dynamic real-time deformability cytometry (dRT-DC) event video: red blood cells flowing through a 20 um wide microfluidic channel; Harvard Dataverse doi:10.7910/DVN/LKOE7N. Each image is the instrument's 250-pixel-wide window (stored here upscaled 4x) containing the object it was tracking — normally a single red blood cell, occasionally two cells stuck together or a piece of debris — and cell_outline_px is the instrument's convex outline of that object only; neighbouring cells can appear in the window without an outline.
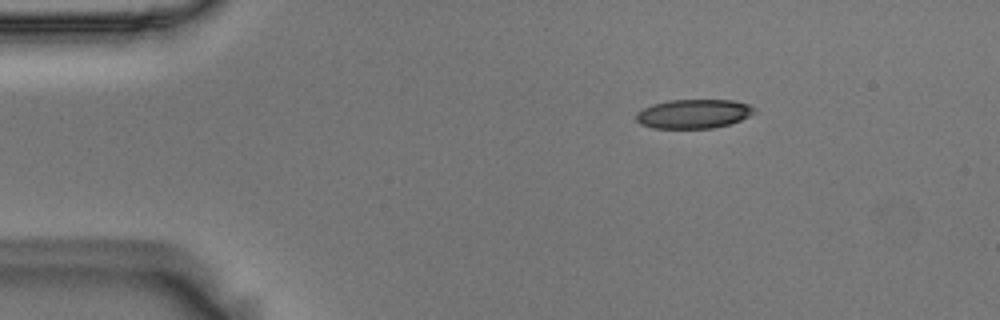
{"species": "Egyptian fruit bat (a non-hibernating species)", "species_latin": "Rousettus aegyptiacus", "temperature_condition": "room temperature", "stored_images_in_passage": 46, "camera_frame_rate_fps": 3000, "um_per_image_px": 0.085, "animal": {"sex": "male"}, "frame": {"image": 1, "passage_image": 1, "time_ms": 0.0, "image_size_px": [1000, 320], "cell_outline_px": [[756, 112], [740, 120], [728, 124], [712, 128], [652, 128], [640, 124], [636, 120], [636, 112], [652, 104], [668, 100], [732, 100], [748, 104], [756, 108]], "centroid_in_image_um": [58.94, 9.67], "position_along_channel_um": 26.1, "area_um2": 20.06}}
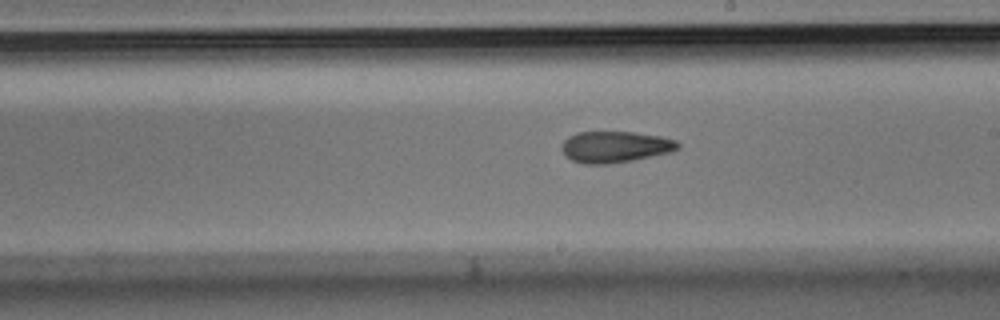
{"frame": {"image": 2, "passage_image": 23, "time_ms": 7.333, "image_size_px": [1000, 320], "cell_outline_px": [[680, 148], [672, 152], [632, 160], [608, 164], [584, 164], [572, 160], [560, 148], [560, 144], [568, 136], [576, 132], [632, 132], [660, 136], [676, 140], [680, 144]], "centroid_in_image_um": [52.28, 12.48], "position_along_channel_um": 236.7, "area_um2": 21.27}}
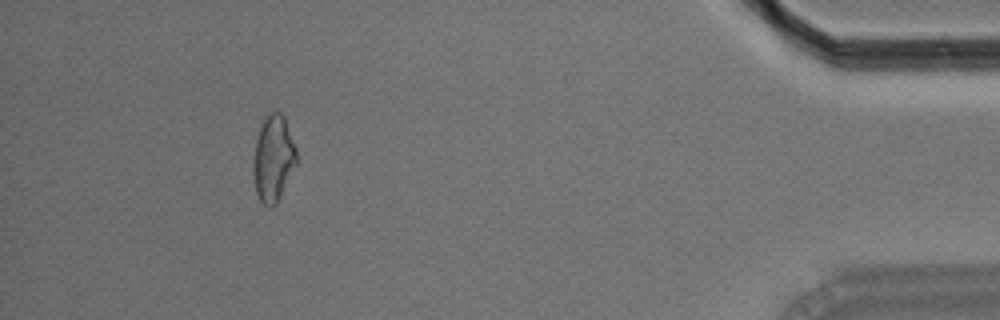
{"frame": {"image": 3, "passage_image": 42, "time_ms": 13.667, "image_size_px": [1000, 320], "cell_outline_px": [[296, 164], [276, 204], [268, 208], [260, 200], [256, 192], [252, 172], [252, 160], [256, 140], [264, 116], [268, 112], [280, 112], [284, 116], [296, 148]], "centroid_in_image_um": [23.2, 13.46], "position_along_channel_um": 412.0, "area_um2": 21.73}, "authors_computed_cell_mechanics": {"area_um2": 21.386, "velocity_mm_per_s": 3.7142, "shape_relaxation_time_tau1_ms": null, "shape_relaxation_time_tau2_ms": 3.802, "deformation_change_tau1": null, "deformation_change_tau2": 0.1192}}